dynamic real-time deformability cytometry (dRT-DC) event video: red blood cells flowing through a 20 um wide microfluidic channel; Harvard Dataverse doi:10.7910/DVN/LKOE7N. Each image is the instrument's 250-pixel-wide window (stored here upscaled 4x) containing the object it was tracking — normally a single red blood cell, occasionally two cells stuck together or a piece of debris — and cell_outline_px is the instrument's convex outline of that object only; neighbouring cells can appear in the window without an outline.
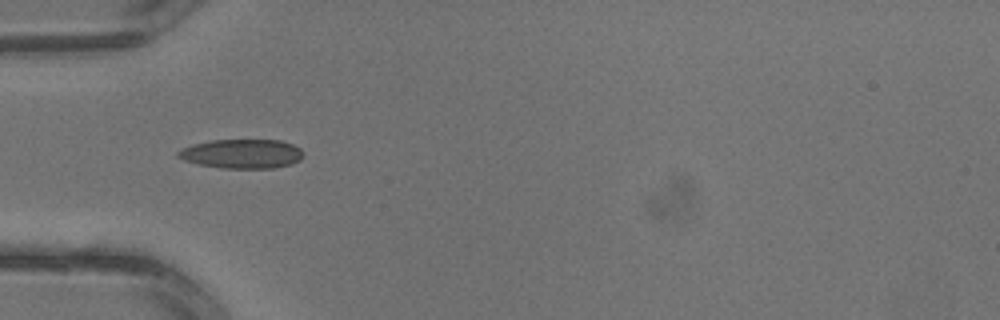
{"species": "common noctule bat (a hibernating species)", "species_latin": "Nyctalus noctula", "temperature_condition": "warm", "stored_images_in_passage": 1, "camera_frame_rate_fps": 3000, "um_per_image_px": 0.085, "animal": {"sex": "male", "body_mass_g": 13.3}, "frame": {"image": 1, "passage_image": 1, "time_ms": 0.0, "image_size_px": [1000, 320], "cell_outline_px": [[304, 152], [300, 160], [292, 164], [272, 168], [220, 168], [200, 164], [184, 160], [176, 156], [176, 152], [192, 144], [212, 140], [280, 140], [292, 144], [300, 148]], "centroid_in_image_um": [20.57, 13.07], "position_along_channel_um": 64.4, "area_um2": 21.33}}